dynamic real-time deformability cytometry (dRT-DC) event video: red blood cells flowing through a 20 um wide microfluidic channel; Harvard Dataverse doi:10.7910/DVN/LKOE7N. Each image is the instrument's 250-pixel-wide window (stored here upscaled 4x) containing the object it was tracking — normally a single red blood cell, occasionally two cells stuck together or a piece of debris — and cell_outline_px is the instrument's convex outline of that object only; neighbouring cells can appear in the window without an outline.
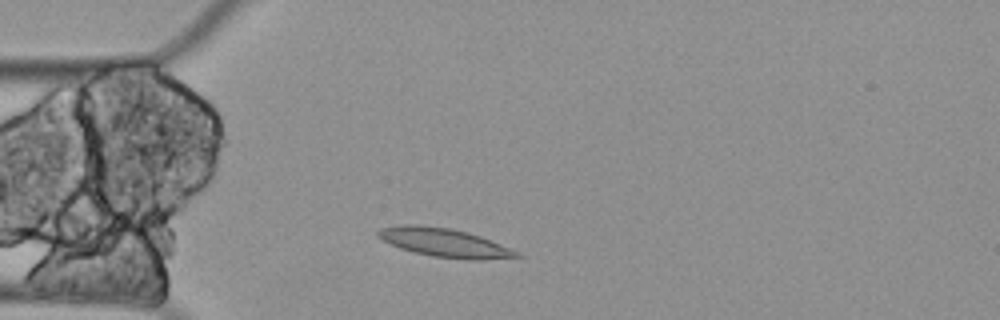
{"species": "Egyptian fruit bat (a non-hibernating species)", "species_latin": "Rousettus aegyptiacus", "temperature_condition": "cold", "stored_images_in_passage": 51, "camera_frame_rate_fps": 3000, "um_per_image_px": 0.085, "animal": {"sex": "female"}, "frame": {"image": 1, "passage_image": 7, "time_ms": 2.0, "image_size_px": [1000, 320], "cell_outline_px": [[524, 256], [480, 260], [468, 260], [432, 256], [412, 252], [400, 248], [380, 240], [376, 236], [376, 232], [380, 228], [400, 224], [420, 224], [452, 228], [468, 232], [480, 236], [520, 252]], "centroid_in_image_um": [37.73, 20.61], "position_along_channel_um": 47.3, "area_um2": 23.52}}
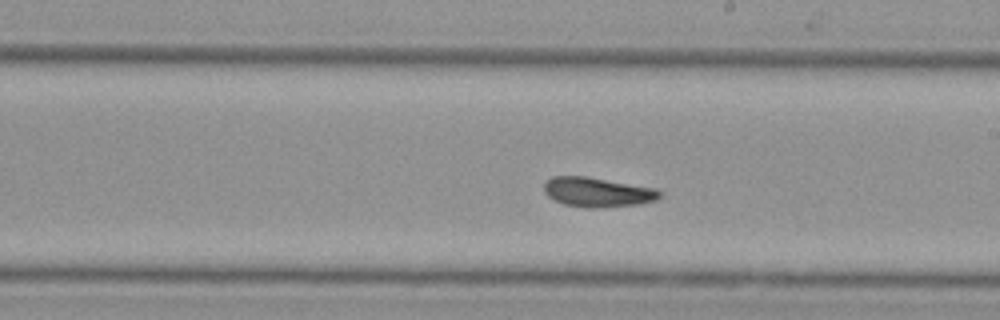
{"frame": {"image": 2, "passage_image": 25, "time_ms": 8.0, "image_size_px": [1000, 320], "cell_outline_px": [[664, 192], [656, 200], [636, 204], [600, 208], [588, 208], [564, 204], [548, 196], [544, 192], [544, 184], [552, 176], [588, 176], [656, 188]], "centroid_in_image_um": [50.81, 16.32], "position_along_channel_um": 238.2, "area_um2": 20.0}}
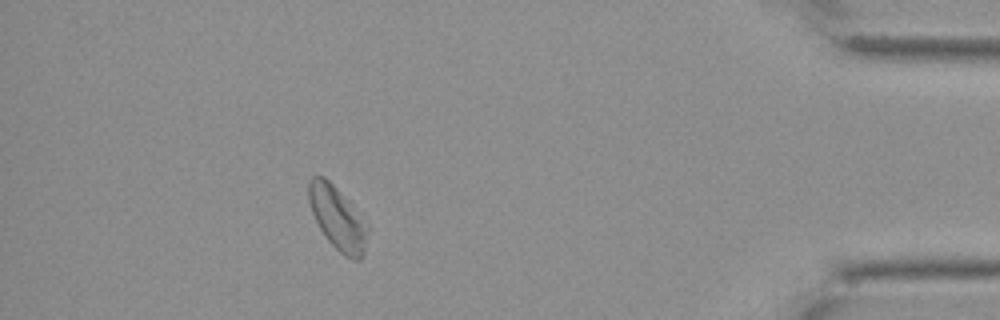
{"frame": {"image": 3, "passage_image": 45, "time_ms": 14.667, "image_size_px": [1000, 320], "cell_outline_px": [[368, 232], [364, 252], [360, 260], [352, 260], [344, 256], [328, 240], [320, 228], [312, 212], [308, 200], [308, 180], [312, 176], [324, 176], [336, 188]], "centroid_in_image_um": [28.61, 18.57], "position_along_channel_um": 406.6, "area_um2": 20.46}}